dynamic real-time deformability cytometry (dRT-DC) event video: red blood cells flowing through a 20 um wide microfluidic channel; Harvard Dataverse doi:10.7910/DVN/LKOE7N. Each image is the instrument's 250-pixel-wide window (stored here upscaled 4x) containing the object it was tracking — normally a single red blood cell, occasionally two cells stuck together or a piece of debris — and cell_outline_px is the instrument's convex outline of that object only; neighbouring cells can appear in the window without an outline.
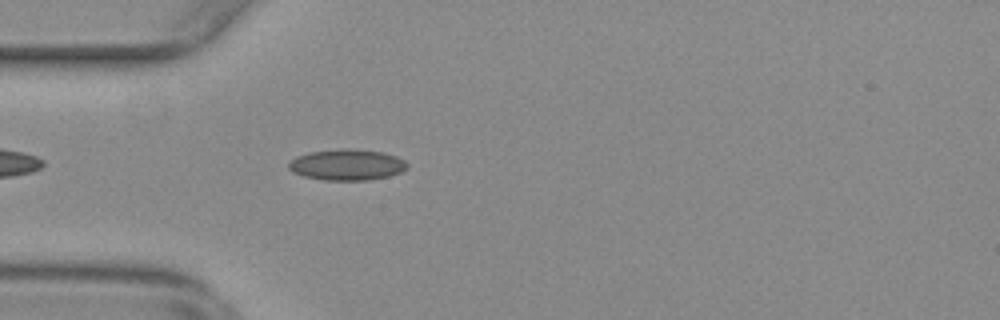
{"species": "common noctule bat (a hibernating species)", "species_latin": "Nyctalus noctula", "temperature_condition": "warm", "stored_images_in_passage": 41, "camera_frame_rate_fps": 3000, "um_per_image_px": 0.085, "animal": {"sex": "female", "body_mass_g": 29.2, "forearm_length_mm": 56.3}, "frame": {"image": 1, "passage_image": 4, "time_ms": 1.0, "image_size_px": [1000, 320], "cell_outline_px": [[408, 168], [400, 172], [388, 176], [368, 180], [324, 180], [304, 176], [292, 172], [288, 168], [288, 164], [296, 156], [308, 152], [384, 152], [396, 156], [404, 160], [408, 164]], "centroid_in_image_um": [29.49, 14.06], "position_along_channel_um": 55.5, "area_um2": 20.35}}
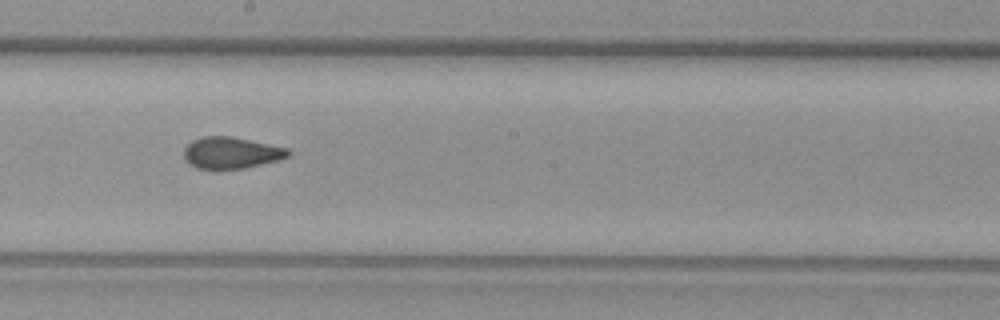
{"frame": {"image": 2, "passage_image": 18, "time_ms": 5.667, "image_size_px": [1000, 320], "cell_outline_px": [[292, 156], [244, 168], [196, 168], [184, 160], [184, 148], [192, 140], [204, 136], [232, 136], [288, 148], [292, 152]], "centroid_in_image_um": [19.66, 12.97], "position_along_channel_um": 228.5, "area_um2": 19.07}}
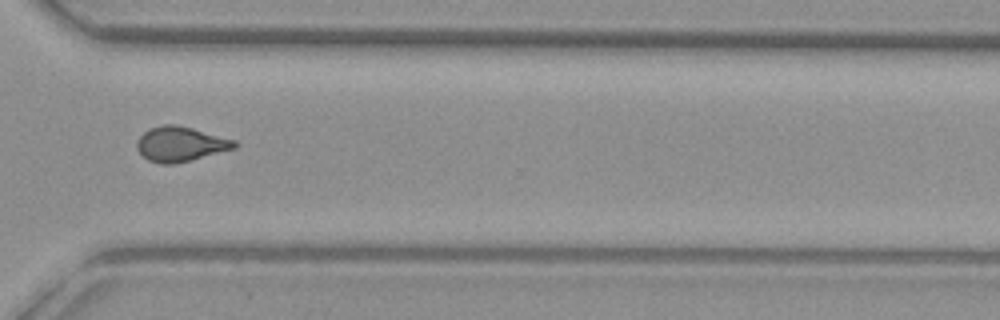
{"frame": {"image": 3, "passage_image": 28, "time_ms": 9.0, "image_size_px": [1000, 320], "cell_outline_px": [[236, 148], [176, 164], [160, 164], [148, 160], [136, 148], [136, 140], [148, 128], [164, 124], [176, 124], [192, 128], [236, 140]], "centroid_in_image_um": [15.32, 12.24], "position_along_channel_um": 355.3, "area_um2": 19.88}, "authors_computed_cell_mechanics": {"area_um2": 19.4786, "velocity_mm_per_s": 3.8028, "shape_relaxation_time_tau1_ms": null, "shape_relaxation_time_tau2_ms": 1.3581, "deformation_change_tau1": null, "deformation_change_tau2": 0.0759}}